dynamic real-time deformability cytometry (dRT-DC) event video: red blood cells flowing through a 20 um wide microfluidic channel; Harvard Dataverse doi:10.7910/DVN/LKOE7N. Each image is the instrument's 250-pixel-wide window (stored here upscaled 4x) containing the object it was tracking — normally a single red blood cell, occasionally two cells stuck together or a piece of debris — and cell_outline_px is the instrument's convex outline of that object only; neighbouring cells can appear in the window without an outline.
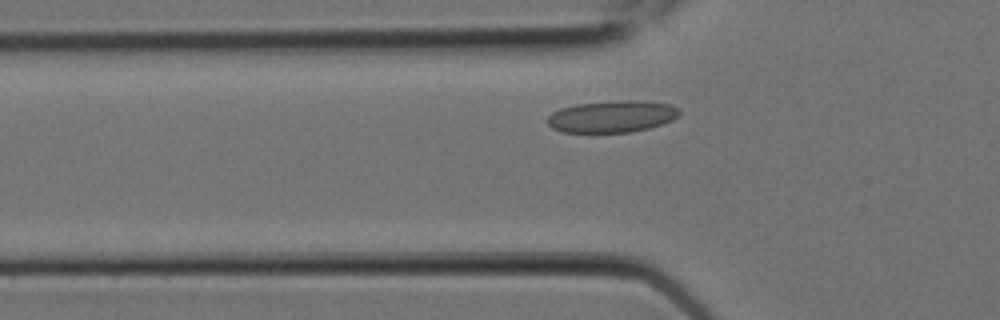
{"species": "Egyptian fruit bat (a non-hibernating species)", "species_latin": "Rousettus aegyptiacus", "temperature_condition": "room temperature", "stored_images_in_passage": 8, "camera_frame_rate_fps": 3000, "um_per_image_px": 0.085, "animal": {"sex": "female"}, "frame": {"image": 1, "passage_image": 8, "time_ms": 2.333, "image_size_px": [1000, 320], "cell_outline_px": [[680, 112], [672, 120], [648, 128], [628, 132], [564, 132], [552, 128], [548, 124], [548, 116], [552, 112], [560, 108], [576, 104], [620, 100], [644, 100], [668, 104], [680, 108]], "centroid_in_image_um": [52.01, 9.89], "position_along_channel_um": 73.8, "area_um2": 24.39}}